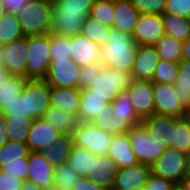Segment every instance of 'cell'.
Segmentation results:
<instances>
[{"label": "cell", "mask_w": 190, "mask_h": 190, "mask_svg": "<svg viewBox=\"0 0 190 190\" xmlns=\"http://www.w3.org/2000/svg\"><path fill=\"white\" fill-rule=\"evenodd\" d=\"M94 0H53L51 33L72 36L81 33Z\"/></svg>", "instance_id": "6da1fadb"}, {"label": "cell", "mask_w": 190, "mask_h": 190, "mask_svg": "<svg viewBox=\"0 0 190 190\" xmlns=\"http://www.w3.org/2000/svg\"><path fill=\"white\" fill-rule=\"evenodd\" d=\"M137 48L132 36L112 28L106 44L101 47V65L131 72Z\"/></svg>", "instance_id": "7a4b0ae2"}, {"label": "cell", "mask_w": 190, "mask_h": 190, "mask_svg": "<svg viewBox=\"0 0 190 190\" xmlns=\"http://www.w3.org/2000/svg\"><path fill=\"white\" fill-rule=\"evenodd\" d=\"M53 0H30L17 13L24 36L51 33Z\"/></svg>", "instance_id": "3957f363"}, {"label": "cell", "mask_w": 190, "mask_h": 190, "mask_svg": "<svg viewBox=\"0 0 190 190\" xmlns=\"http://www.w3.org/2000/svg\"><path fill=\"white\" fill-rule=\"evenodd\" d=\"M132 81L131 72L102 66L88 88L92 90V94L103 97L111 104L123 90L131 86Z\"/></svg>", "instance_id": "277c9868"}, {"label": "cell", "mask_w": 190, "mask_h": 190, "mask_svg": "<svg viewBox=\"0 0 190 190\" xmlns=\"http://www.w3.org/2000/svg\"><path fill=\"white\" fill-rule=\"evenodd\" d=\"M127 134L138 162L144 165L151 166L169 147L163 139L149 135L142 124L132 126Z\"/></svg>", "instance_id": "5b68a950"}, {"label": "cell", "mask_w": 190, "mask_h": 190, "mask_svg": "<svg viewBox=\"0 0 190 190\" xmlns=\"http://www.w3.org/2000/svg\"><path fill=\"white\" fill-rule=\"evenodd\" d=\"M27 50L26 79H45L51 63L50 34L27 36Z\"/></svg>", "instance_id": "8992f818"}, {"label": "cell", "mask_w": 190, "mask_h": 190, "mask_svg": "<svg viewBox=\"0 0 190 190\" xmlns=\"http://www.w3.org/2000/svg\"><path fill=\"white\" fill-rule=\"evenodd\" d=\"M50 93L51 86L45 79H26L22 95L24 96L27 118L38 119L44 117L51 106Z\"/></svg>", "instance_id": "52a82bcc"}, {"label": "cell", "mask_w": 190, "mask_h": 190, "mask_svg": "<svg viewBox=\"0 0 190 190\" xmlns=\"http://www.w3.org/2000/svg\"><path fill=\"white\" fill-rule=\"evenodd\" d=\"M74 146L87 149L96 155H108L113 135L106 133L92 122H79L72 133Z\"/></svg>", "instance_id": "ba28073f"}, {"label": "cell", "mask_w": 190, "mask_h": 190, "mask_svg": "<svg viewBox=\"0 0 190 190\" xmlns=\"http://www.w3.org/2000/svg\"><path fill=\"white\" fill-rule=\"evenodd\" d=\"M187 153L167 147L161 156L150 166L151 173L173 183H179L185 177Z\"/></svg>", "instance_id": "9c48e42d"}, {"label": "cell", "mask_w": 190, "mask_h": 190, "mask_svg": "<svg viewBox=\"0 0 190 190\" xmlns=\"http://www.w3.org/2000/svg\"><path fill=\"white\" fill-rule=\"evenodd\" d=\"M79 67L70 57L51 60L45 80L52 87L79 88Z\"/></svg>", "instance_id": "30bf717a"}, {"label": "cell", "mask_w": 190, "mask_h": 190, "mask_svg": "<svg viewBox=\"0 0 190 190\" xmlns=\"http://www.w3.org/2000/svg\"><path fill=\"white\" fill-rule=\"evenodd\" d=\"M126 91L129 94L135 112L141 119L155 114L152 81L133 80L131 86Z\"/></svg>", "instance_id": "8fae6325"}, {"label": "cell", "mask_w": 190, "mask_h": 190, "mask_svg": "<svg viewBox=\"0 0 190 190\" xmlns=\"http://www.w3.org/2000/svg\"><path fill=\"white\" fill-rule=\"evenodd\" d=\"M155 114L182 118L184 107L173 88V84L153 83Z\"/></svg>", "instance_id": "7c38bea8"}, {"label": "cell", "mask_w": 190, "mask_h": 190, "mask_svg": "<svg viewBox=\"0 0 190 190\" xmlns=\"http://www.w3.org/2000/svg\"><path fill=\"white\" fill-rule=\"evenodd\" d=\"M164 34L161 15L141 14L132 37L137 45H154Z\"/></svg>", "instance_id": "4fadbf2b"}, {"label": "cell", "mask_w": 190, "mask_h": 190, "mask_svg": "<svg viewBox=\"0 0 190 190\" xmlns=\"http://www.w3.org/2000/svg\"><path fill=\"white\" fill-rule=\"evenodd\" d=\"M28 181L37 184L42 190H53L55 167L42 152L31 151L28 156Z\"/></svg>", "instance_id": "5bb4252c"}, {"label": "cell", "mask_w": 190, "mask_h": 190, "mask_svg": "<svg viewBox=\"0 0 190 190\" xmlns=\"http://www.w3.org/2000/svg\"><path fill=\"white\" fill-rule=\"evenodd\" d=\"M70 58L79 66L101 64V47L81 33L70 36Z\"/></svg>", "instance_id": "9a60e30c"}, {"label": "cell", "mask_w": 190, "mask_h": 190, "mask_svg": "<svg viewBox=\"0 0 190 190\" xmlns=\"http://www.w3.org/2000/svg\"><path fill=\"white\" fill-rule=\"evenodd\" d=\"M160 61L154 45H138L131 75L133 80L151 81Z\"/></svg>", "instance_id": "2e32d148"}, {"label": "cell", "mask_w": 190, "mask_h": 190, "mask_svg": "<svg viewBox=\"0 0 190 190\" xmlns=\"http://www.w3.org/2000/svg\"><path fill=\"white\" fill-rule=\"evenodd\" d=\"M61 132L44 118L33 119L26 144L30 151H43Z\"/></svg>", "instance_id": "e0dca14e"}, {"label": "cell", "mask_w": 190, "mask_h": 190, "mask_svg": "<svg viewBox=\"0 0 190 190\" xmlns=\"http://www.w3.org/2000/svg\"><path fill=\"white\" fill-rule=\"evenodd\" d=\"M150 174V166L141 163L120 168L116 173L112 190H130L135 187H143L146 185Z\"/></svg>", "instance_id": "ac0fdd59"}, {"label": "cell", "mask_w": 190, "mask_h": 190, "mask_svg": "<svg viewBox=\"0 0 190 190\" xmlns=\"http://www.w3.org/2000/svg\"><path fill=\"white\" fill-rule=\"evenodd\" d=\"M112 28L132 36L141 13L130 0H113Z\"/></svg>", "instance_id": "d6986e66"}, {"label": "cell", "mask_w": 190, "mask_h": 190, "mask_svg": "<svg viewBox=\"0 0 190 190\" xmlns=\"http://www.w3.org/2000/svg\"><path fill=\"white\" fill-rule=\"evenodd\" d=\"M6 51V69L13 76H21L26 79L27 67V36L14 40L4 45Z\"/></svg>", "instance_id": "ffe728a7"}, {"label": "cell", "mask_w": 190, "mask_h": 190, "mask_svg": "<svg viewBox=\"0 0 190 190\" xmlns=\"http://www.w3.org/2000/svg\"><path fill=\"white\" fill-rule=\"evenodd\" d=\"M118 170L116 162L108 155H97L96 159H93L92 174H87L85 177L94 181L99 187L112 190Z\"/></svg>", "instance_id": "44dd1931"}, {"label": "cell", "mask_w": 190, "mask_h": 190, "mask_svg": "<svg viewBox=\"0 0 190 190\" xmlns=\"http://www.w3.org/2000/svg\"><path fill=\"white\" fill-rule=\"evenodd\" d=\"M108 156L114 160L118 168L137 165L139 162L133 152L128 134L113 135Z\"/></svg>", "instance_id": "7402d4cb"}, {"label": "cell", "mask_w": 190, "mask_h": 190, "mask_svg": "<svg viewBox=\"0 0 190 190\" xmlns=\"http://www.w3.org/2000/svg\"><path fill=\"white\" fill-rule=\"evenodd\" d=\"M109 102L103 97L92 94L89 88L80 89L79 122H92L98 113L109 108Z\"/></svg>", "instance_id": "603a6c76"}, {"label": "cell", "mask_w": 190, "mask_h": 190, "mask_svg": "<svg viewBox=\"0 0 190 190\" xmlns=\"http://www.w3.org/2000/svg\"><path fill=\"white\" fill-rule=\"evenodd\" d=\"M73 146L72 134L61 133L41 152L45 159L56 168L67 162Z\"/></svg>", "instance_id": "cb8c5ba5"}, {"label": "cell", "mask_w": 190, "mask_h": 190, "mask_svg": "<svg viewBox=\"0 0 190 190\" xmlns=\"http://www.w3.org/2000/svg\"><path fill=\"white\" fill-rule=\"evenodd\" d=\"M51 106L62 108L78 116L80 108V88L52 87Z\"/></svg>", "instance_id": "d4e9b609"}, {"label": "cell", "mask_w": 190, "mask_h": 190, "mask_svg": "<svg viewBox=\"0 0 190 190\" xmlns=\"http://www.w3.org/2000/svg\"><path fill=\"white\" fill-rule=\"evenodd\" d=\"M141 124L149 135L157 136L171 144V128H174V117L168 115L153 114L142 119Z\"/></svg>", "instance_id": "484cf974"}, {"label": "cell", "mask_w": 190, "mask_h": 190, "mask_svg": "<svg viewBox=\"0 0 190 190\" xmlns=\"http://www.w3.org/2000/svg\"><path fill=\"white\" fill-rule=\"evenodd\" d=\"M43 118L61 133L66 134H72L79 123L77 116L73 113L53 106L48 108Z\"/></svg>", "instance_id": "4316f807"}, {"label": "cell", "mask_w": 190, "mask_h": 190, "mask_svg": "<svg viewBox=\"0 0 190 190\" xmlns=\"http://www.w3.org/2000/svg\"><path fill=\"white\" fill-rule=\"evenodd\" d=\"M109 109L113 117L121 121H129L133 126L141 124L142 119L137 115L133 105L131 104L129 94L123 90L117 99L109 104Z\"/></svg>", "instance_id": "83f0119b"}, {"label": "cell", "mask_w": 190, "mask_h": 190, "mask_svg": "<svg viewBox=\"0 0 190 190\" xmlns=\"http://www.w3.org/2000/svg\"><path fill=\"white\" fill-rule=\"evenodd\" d=\"M161 16L165 34L182 42L190 37V18L171 13H164Z\"/></svg>", "instance_id": "f1b7e54d"}, {"label": "cell", "mask_w": 190, "mask_h": 190, "mask_svg": "<svg viewBox=\"0 0 190 190\" xmlns=\"http://www.w3.org/2000/svg\"><path fill=\"white\" fill-rule=\"evenodd\" d=\"M96 157V154L91 153L85 148L73 146L67 163L81 177H85L87 174H92L93 159H96Z\"/></svg>", "instance_id": "f546056e"}, {"label": "cell", "mask_w": 190, "mask_h": 190, "mask_svg": "<svg viewBox=\"0 0 190 190\" xmlns=\"http://www.w3.org/2000/svg\"><path fill=\"white\" fill-rule=\"evenodd\" d=\"M92 123L112 135L125 134L133 126L129 121H121L113 117L109 108L98 113Z\"/></svg>", "instance_id": "4dcf8cb0"}, {"label": "cell", "mask_w": 190, "mask_h": 190, "mask_svg": "<svg viewBox=\"0 0 190 190\" xmlns=\"http://www.w3.org/2000/svg\"><path fill=\"white\" fill-rule=\"evenodd\" d=\"M181 105L190 106V60H181L178 63V78L173 84Z\"/></svg>", "instance_id": "1f68e13d"}, {"label": "cell", "mask_w": 190, "mask_h": 190, "mask_svg": "<svg viewBox=\"0 0 190 190\" xmlns=\"http://www.w3.org/2000/svg\"><path fill=\"white\" fill-rule=\"evenodd\" d=\"M182 41L176 40L171 36L164 34L155 44L154 47L160 56V59L179 63L182 60Z\"/></svg>", "instance_id": "d6a6232c"}, {"label": "cell", "mask_w": 190, "mask_h": 190, "mask_svg": "<svg viewBox=\"0 0 190 190\" xmlns=\"http://www.w3.org/2000/svg\"><path fill=\"white\" fill-rule=\"evenodd\" d=\"M23 36L17 14L8 12L4 14L0 19V45L10 44Z\"/></svg>", "instance_id": "836d02e7"}, {"label": "cell", "mask_w": 190, "mask_h": 190, "mask_svg": "<svg viewBox=\"0 0 190 190\" xmlns=\"http://www.w3.org/2000/svg\"><path fill=\"white\" fill-rule=\"evenodd\" d=\"M111 29V27L101 24L89 15L82 25L81 34L102 47L106 44L110 36Z\"/></svg>", "instance_id": "e575fe53"}, {"label": "cell", "mask_w": 190, "mask_h": 190, "mask_svg": "<svg viewBox=\"0 0 190 190\" xmlns=\"http://www.w3.org/2000/svg\"><path fill=\"white\" fill-rule=\"evenodd\" d=\"M26 79L21 76H12L0 86V110L1 113L10 103L20 97L25 86Z\"/></svg>", "instance_id": "d590c367"}, {"label": "cell", "mask_w": 190, "mask_h": 190, "mask_svg": "<svg viewBox=\"0 0 190 190\" xmlns=\"http://www.w3.org/2000/svg\"><path fill=\"white\" fill-rule=\"evenodd\" d=\"M5 122L10 141L26 143L33 119L5 117Z\"/></svg>", "instance_id": "8d00e7d4"}, {"label": "cell", "mask_w": 190, "mask_h": 190, "mask_svg": "<svg viewBox=\"0 0 190 190\" xmlns=\"http://www.w3.org/2000/svg\"><path fill=\"white\" fill-rule=\"evenodd\" d=\"M190 126L183 118L174 117V128H171V144L169 147L189 153Z\"/></svg>", "instance_id": "74e56055"}, {"label": "cell", "mask_w": 190, "mask_h": 190, "mask_svg": "<svg viewBox=\"0 0 190 190\" xmlns=\"http://www.w3.org/2000/svg\"><path fill=\"white\" fill-rule=\"evenodd\" d=\"M81 178L76 170H73L68 163L55 168L53 190H72L74 184Z\"/></svg>", "instance_id": "f35d334b"}, {"label": "cell", "mask_w": 190, "mask_h": 190, "mask_svg": "<svg viewBox=\"0 0 190 190\" xmlns=\"http://www.w3.org/2000/svg\"><path fill=\"white\" fill-rule=\"evenodd\" d=\"M30 149L26 143L8 141L0 147V167L4 163L16 162L19 158H28Z\"/></svg>", "instance_id": "ab89813d"}, {"label": "cell", "mask_w": 190, "mask_h": 190, "mask_svg": "<svg viewBox=\"0 0 190 190\" xmlns=\"http://www.w3.org/2000/svg\"><path fill=\"white\" fill-rule=\"evenodd\" d=\"M178 78V63L160 59L153 74V83L174 84Z\"/></svg>", "instance_id": "60d3db41"}, {"label": "cell", "mask_w": 190, "mask_h": 190, "mask_svg": "<svg viewBox=\"0 0 190 190\" xmlns=\"http://www.w3.org/2000/svg\"><path fill=\"white\" fill-rule=\"evenodd\" d=\"M113 0H94L90 16L101 24L112 28L113 25Z\"/></svg>", "instance_id": "b9f144b4"}, {"label": "cell", "mask_w": 190, "mask_h": 190, "mask_svg": "<svg viewBox=\"0 0 190 190\" xmlns=\"http://www.w3.org/2000/svg\"><path fill=\"white\" fill-rule=\"evenodd\" d=\"M70 36L50 33L51 60L67 59L70 57Z\"/></svg>", "instance_id": "7bdbcfd3"}, {"label": "cell", "mask_w": 190, "mask_h": 190, "mask_svg": "<svg viewBox=\"0 0 190 190\" xmlns=\"http://www.w3.org/2000/svg\"><path fill=\"white\" fill-rule=\"evenodd\" d=\"M28 170V158H19L16 162L4 163V166L0 167L2 173L15 176L23 181L28 180Z\"/></svg>", "instance_id": "ee69618b"}, {"label": "cell", "mask_w": 190, "mask_h": 190, "mask_svg": "<svg viewBox=\"0 0 190 190\" xmlns=\"http://www.w3.org/2000/svg\"><path fill=\"white\" fill-rule=\"evenodd\" d=\"M141 14H159L165 12L166 0H130Z\"/></svg>", "instance_id": "f6af8a7d"}, {"label": "cell", "mask_w": 190, "mask_h": 190, "mask_svg": "<svg viewBox=\"0 0 190 190\" xmlns=\"http://www.w3.org/2000/svg\"><path fill=\"white\" fill-rule=\"evenodd\" d=\"M164 13L190 18V0H166Z\"/></svg>", "instance_id": "bcb514c9"}, {"label": "cell", "mask_w": 190, "mask_h": 190, "mask_svg": "<svg viewBox=\"0 0 190 190\" xmlns=\"http://www.w3.org/2000/svg\"><path fill=\"white\" fill-rule=\"evenodd\" d=\"M101 68V64H92L81 67V72L79 75V88H88L91 85V80H93L95 74L100 72Z\"/></svg>", "instance_id": "7dc6e473"}, {"label": "cell", "mask_w": 190, "mask_h": 190, "mask_svg": "<svg viewBox=\"0 0 190 190\" xmlns=\"http://www.w3.org/2000/svg\"><path fill=\"white\" fill-rule=\"evenodd\" d=\"M1 114L5 117L27 118V114H25L24 96L21 94L20 97H17Z\"/></svg>", "instance_id": "c3c4849f"}, {"label": "cell", "mask_w": 190, "mask_h": 190, "mask_svg": "<svg viewBox=\"0 0 190 190\" xmlns=\"http://www.w3.org/2000/svg\"><path fill=\"white\" fill-rule=\"evenodd\" d=\"M174 183L162 178L150 174L148 181L145 185L146 190H172Z\"/></svg>", "instance_id": "681fc988"}, {"label": "cell", "mask_w": 190, "mask_h": 190, "mask_svg": "<svg viewBox=\"0 0 190 190\" xmlns=\"http://www.w3.org/2000/svg\"><path fill=\"white\" fill-rule=\"evenodd\" d=\"M24 181L0 171V190H20Z\"/></svg>", "instance_id": "f907efd6"}, {"label": "cell", "mask_w": 190, "mask_h": 190, "mask_svg": "<svg viewBox=\"0 0 190 190\" xmlns=\"http://www.w3.org/2000/svg\"><path fill=\"white\" fill-rule=\"evenodd\" d=\"M72 190H109L99 187L94 181L86 177H81L73 186Z\"/></svg>", "instance_id": "816d5d0a"}, {"label": "cell", "mask_w": 190, "mask_h": 190, "mask_svg": "<svg viewBox=\"0 0 190 190\" xmlns=\"http://www.w3.org/2000/svg\"><path fill=\"white\" fill-rule=\"evenodd\" d=\"M6 12L17 14L30 0H1Z\"/></svg>", "instance_id": "f5cc1de1"}, {"label": "cell", "mask_w": 190, "mask_h": 190, "mask_svg": "<svg viewBox=\"0 0 190 190\" xmlns=\"http://www.w3.org/2000/svg\"><path fill=\"white\" fill-rule=\"evenodd\" d=\"M10 141L8 131L6 129L5 116L0 115V147Z\"/></svg>", "instance_id": "db71d44e"}, {"label": "cell", "mask_w": 190, "mask_h": 190, "mask_svg": "<svg viewBox=\"0 0 190 190\" xmlns=\"http://www.w3.org/2000/svg\"><path fill=\"white\" fill-rule=\"evenodd\" d=\"M182 60H190V37L182 44Z\"/></svg>", "instance_id": "11a10c76"}, {"label": "cell", "mask_w": 190, "mask_h": 190, "mask_svg": "<svg viewBox=\"0 0 190 190\" xmlns=\"http://www.w3.org/2000/svg\"><path fill=\"white\" fill-rule=\"evenodd\" d=\"M12 76L13 75L6 68L0 67V86Z\"/></svg>", "instance_id": "9f6ffc18"}, {"label": "cell", "mask_w": 190, "mask_h": 190, "mask_svg": "<svg viewBox=\"0 0 190 190\" xmlns=\"http://www.w3.org/2000/svg\"><path fill=\"white\" fill-rule=\"evenodd\" d=\"M20 190H42V189L37 184L27 180L24 181Z\"/></svg>", "instance_id": "6f0895ef"}, {"label": "cell", "mask_w": 190, "mask_h": 190, "mask_svg": "<svg viewBox=\"0 0 190 190\" xmlns=\"http://www.w3.org/2000/svg\"><path fill=\"white\" fill-rule=\"evenodd\" d=\"M0 67L6 68V51L2 45H0Z\"/></svg>", "instance_id": "680465c9"}, {"label": "cell", "mask_w": 190, "mask_h": 190, "mask_svg": "<svg viewBox=\"0 0 190 190\" xmlns=\"http://www.w3.org/2000/svg\"><path fill=\"white\" fill-rule=\"evenodd\" d=\"M182 118L190 126V106L184 109Z\"/></svg>", "instance_id": "91938a15"}, {"label": "cell", "mask_w": 190, "mask_h": 190, "mask_svg": "<svg viewBox=\"0 0 190 190\" xmlns=\"http://www.w3.org/2000/svg\"><path fill=\"white\" fill-rule=\"evenodd\" d=\"M185 176L190 177V152L187 153Z\"/></svg>", "instance_id": "94428289"}, {"label": "cell", "mask_w": 190, "mask_h": 190, "mask_svg": "<svg viewBox=\"0 0 190 190\" xmlns=\"http://www.w3.org/2000/svg\"><path fill=\"white\" fill-rule=\"evenodd\" d=\"M181 183L184 185L186 190H190V177L185 176L182 180Z\"/></svg>", "instance_id": "6125c7cd"}, {"label": "cell", "mask_w": 190, "mask_h": 190, "mask_svg": "<svg viewBox=\"0 0 190 190\" xmlns=\"http://www.w3.org/2000/svg\"><path fill=\"white\" fill-rule=\"evenodd\" d=\"M172 190H186V189L184 185L181 182H179V183H174Z\"/></svg>", "instance_id": "be15d7a7"}, {"label": "cell", "mask_w": 190, "mask_h": 190, "mask_svg": "<svg viewBox=\"0 0 190 190\" xmlns=\"http://www.w3.org/2000/svg\"><path fill=\"white\" fill-rule=\"evenodd\" d=\"M6 9L4 7V3L0 0V19L6 14Z\"/></svg>", "instance_id": "e7e4bbea"}, {"label": "cell", "mask_w": 190, "mask_h": 190, "mask_svg": "<svg viewBox=\"0 0 190 190\" xmlns=\"http://www.w3.org/2000/svg\"><path fill=\"white\" fill-rule=\"evenodd\" d=\"M130 190H146V189H145V186H143V187H135V188L130 189Z\"/></svg>", "instance_id": "03108f58"}]
</instances>
